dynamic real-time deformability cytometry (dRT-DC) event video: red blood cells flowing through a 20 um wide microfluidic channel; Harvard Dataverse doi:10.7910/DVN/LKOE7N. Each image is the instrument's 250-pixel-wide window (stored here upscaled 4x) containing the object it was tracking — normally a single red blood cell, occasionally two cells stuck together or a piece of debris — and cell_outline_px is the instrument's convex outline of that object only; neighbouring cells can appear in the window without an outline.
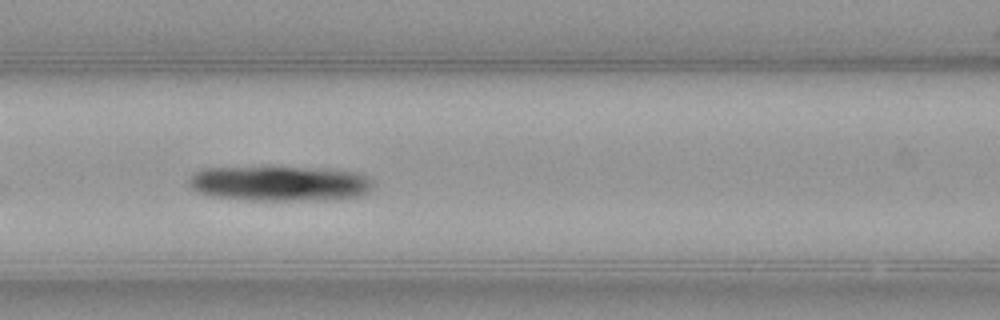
{"species": "common noctule bat (a hibernating species)", "species_latin": "Nyctalus noctula", "temperature_condition": "warm", "stored_images_in_passage": 37, "camera_frame_rate_fps": 3000, "um_per_image_px": 0.085, "animal": {"sex": "female", "body_mass_g": 21.9}, "frame": {"image": 1, "passage_image": 9, "time_ms": 2.667, "image_size_px": [1000, 320], "cell_outline_px": [[376, 184], [368, 192], [360, 196], [324, 200], [248, 200], [212, 196], [196, 192], [188, 184], [188, 180], [200, 168], [268, 164], [324, 168], [356, 172], [368, 176]], "centroid_in_image_um": [23.76, 15.54], "position_along_channel_um": 142.8, "area_um2": 39.59}}
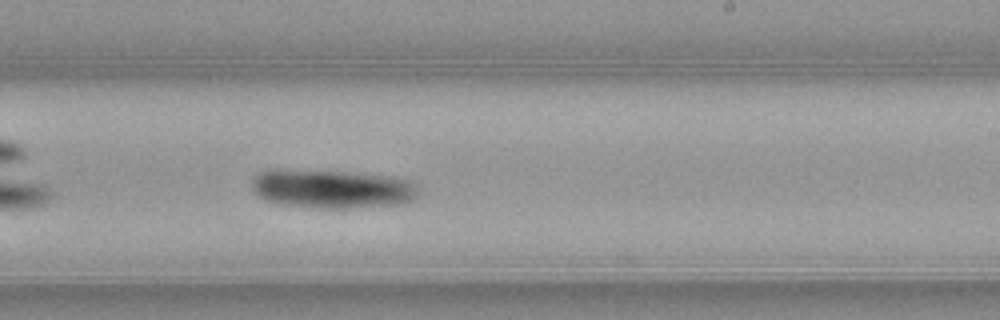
{"frame": {"image": 2, "passage_image": 18, "time_ms": 5.667, "image_size_px": [1000, 320], "cell_outline_px": [[416, 196], [412, 200], [404, 204], [352, 208], [316, 208], [280, 204], [264, 200], [256, 196], [252, 188], [252, 176], [260, 172], [272, 168], [276, 168], [344, 172], [384, 176], [408, 180], [412, 184], [416, 192]], "centroid_in_image_um": [28.09, 16.06], "position_along_channel_um": 260.9, "area_um2": 37.8}}
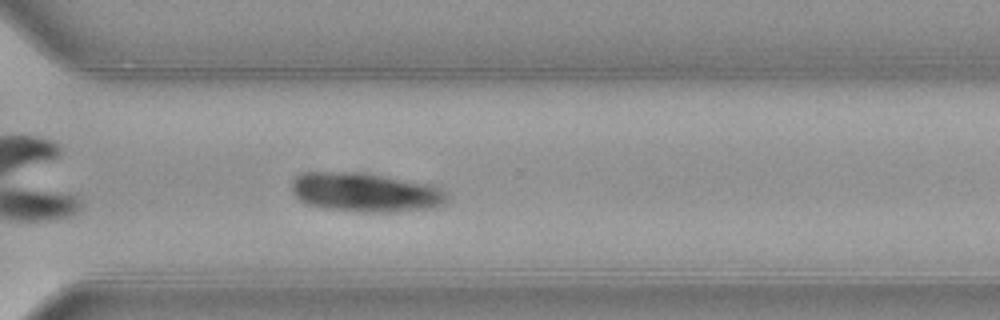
{"frame": {"image": 3, "passage_image": 24, "time_ms": 7.667, "image_size_px": [1000, 320], "cell_outline_px": [[452, 200], [444, 204], [432, 208], [392, 212], [360, 212], [324, 208], [304, 204], [292, 192], [292, 180], [296, 176], [304, 172], [368, 172], [436, 184], [444, 188], [448, 192]], "centroid_in_image_um": [31.17, 16.33], "position_along_channel_um": 339.4, "area_um2": 36.7}}